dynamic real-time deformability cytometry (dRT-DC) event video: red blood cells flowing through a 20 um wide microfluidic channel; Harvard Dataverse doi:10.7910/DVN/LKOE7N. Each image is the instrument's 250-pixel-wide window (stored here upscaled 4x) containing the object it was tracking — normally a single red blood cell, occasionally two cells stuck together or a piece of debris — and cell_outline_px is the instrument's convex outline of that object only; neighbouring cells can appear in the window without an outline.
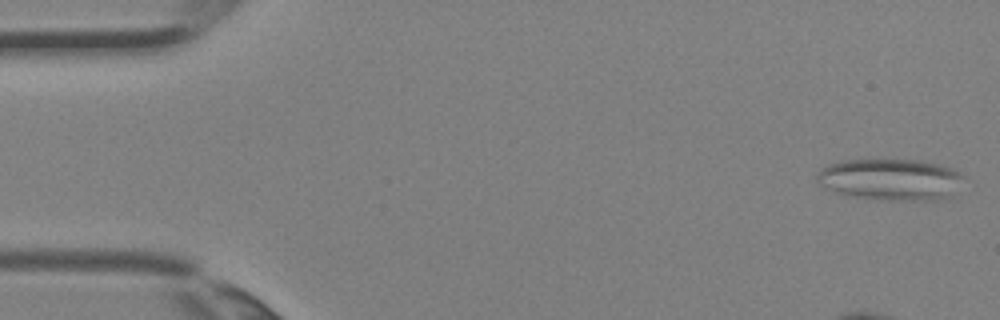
{"species": "Egyptian fruit bat (a non-hibernating species)", "species_latin": "Rousettus aegyptiacus", "temperature_condition": "room temperature", "stored_images_in_passage": 4, "camera_frame_rate_fps": 3000, "um_per_image_px": 0.085, "animal": {"sex": "female"}, "frame": {"image": 1, "passage_image": 1, "time_ms": 0.0, "image_size_px": [1000, 320], "cell_outline_px": [[964, 176], [952, 196], [944, 200], [888, 200], [848, 196], [824, 188], [816, 180], [816, 176], [820, 168], [828, 164], [844, 160], [924, 160], [940, 164], [952, 168], [960, 172]], "centroid_in_image_um": [75.7, 15.26], "position_along_channel_um": 9.3, "area_um2": 35.89}}